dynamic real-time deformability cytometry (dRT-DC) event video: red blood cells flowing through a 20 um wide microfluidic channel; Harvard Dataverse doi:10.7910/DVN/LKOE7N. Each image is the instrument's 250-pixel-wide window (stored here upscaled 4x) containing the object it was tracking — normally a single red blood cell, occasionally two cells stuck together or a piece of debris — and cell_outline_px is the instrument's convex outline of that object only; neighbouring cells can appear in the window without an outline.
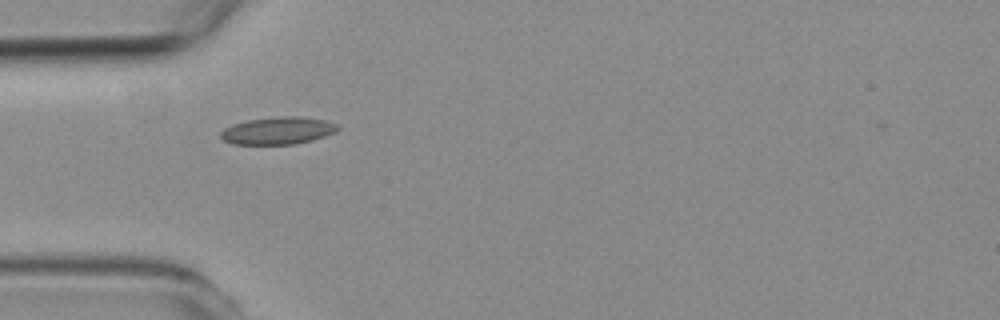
{"species": "common noctule bat (a hibernating species)", "species_latin": "Nyctalus noctula", "temperature_condition": "room temperature", "stored_images_in_passage": 4, "camera_frame_rate_fps": 3000, "um_per_image_px": 0.085, "animal": {"sex": "female", "body_mass_g": 19.3, "forearm_length_mm": 54.1}, "frame": {"image": 1, "passage_image": 1, "time_ms": 0.0, "image_size_px": [1000, 320], "cell_outline_px": [[340, 128], [336, 132], [312, 140], [292, 144], [232, 144], [224, 140], [220, 136], [220, 132], [224, 128], [232, 124], [248, 120], [276, 116], [300, 116], [324, 120], [336, 124]], "centroid_in_image_um": [23.61, 11.1], "position_along_channel_um": 61.4, "area_um2": 18.67}}
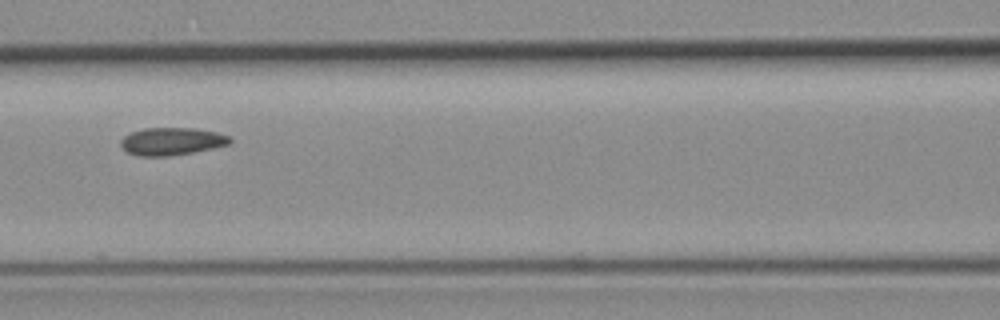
{"frame": {"image": 2, "passage_image": 3, "time_ms": 2.333, "image_size_px": [1000, 320], "cell_outline_px": [[232, 140], [228, 144], [212, 148], [192, 152], [168, 156], [136, 156], [128, 152], [120, 144], [120, 140], [124, 136], [132, 132], [144, 128], [196, 128], [216, 132], [228, 136]], "centroid_in_image_um": [14.57, 12.01], "position_along_channel_um": 152.0, "area_um2": 17.4}}
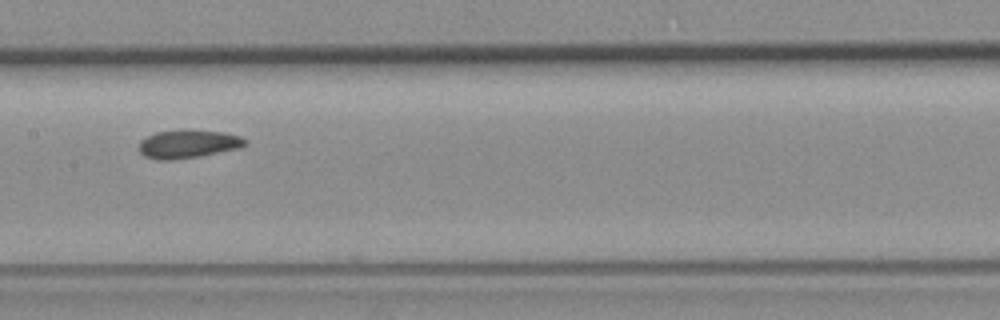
{"frame": {"image": 3, "passage_image": 4, "time_ms": 3.333, "image_size_px": [1000, 320], "cell_outline_px": [[248, 144], [240, 148], [200, 156], [172, 160], [156, 160], [144, 156], [140, 152], [140, 140], [156, 132], [184, 128], [224, 132], [240, 136], [248, 140]], "centroid_in_image_um": [16.01, 12.22], "position_along_channel_um": 191.4, "area_um2": 17.92}}